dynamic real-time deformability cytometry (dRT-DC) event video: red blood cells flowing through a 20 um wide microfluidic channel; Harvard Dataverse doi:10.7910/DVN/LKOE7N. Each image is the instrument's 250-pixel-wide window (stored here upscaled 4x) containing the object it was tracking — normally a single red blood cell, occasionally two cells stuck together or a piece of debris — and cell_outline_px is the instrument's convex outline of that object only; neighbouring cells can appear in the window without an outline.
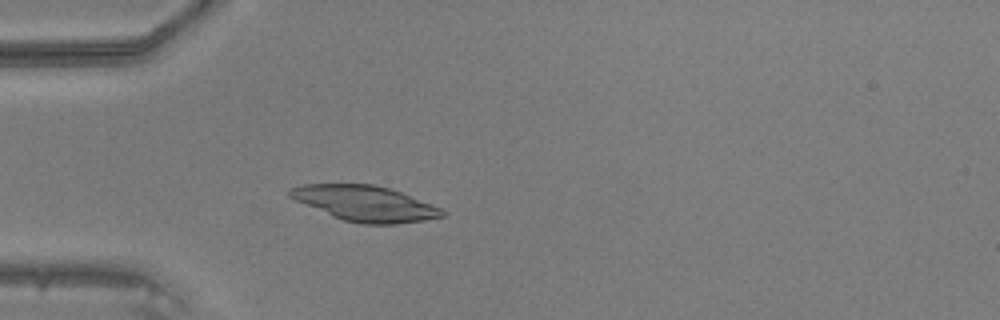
{"species": "common noctule bat (a hibernating species)", "species_latin": "Nyctalus noctula", "temperature_condition": "warm", "stored_images_in_passage": 48, "camera_frame_rate_fps": 3000, "um_per_image_px": 0.085, "animal": {"sex": "male", "body_mass_g": 20.5, "forearm_length_mm": 52.5}, "frame": {"image": 1, "passage_image": 15, "time_ms": 4.667, "image_size_px": [1000, 320], "cell_outline_px": [[444, 216], [424, 220], [396, 224], [364, 224], [344, 220], [332, 216], [296, 200], [288, 196], [288, 192], [292, 188], [304, 184], [372, 184], [388, 188], [400, 192], [440, 208], [444, 212]], "centroid_in_image_um": [31.01, 17.29], "position_along_channel_um": 54.0, "area_um2": 30.87}}
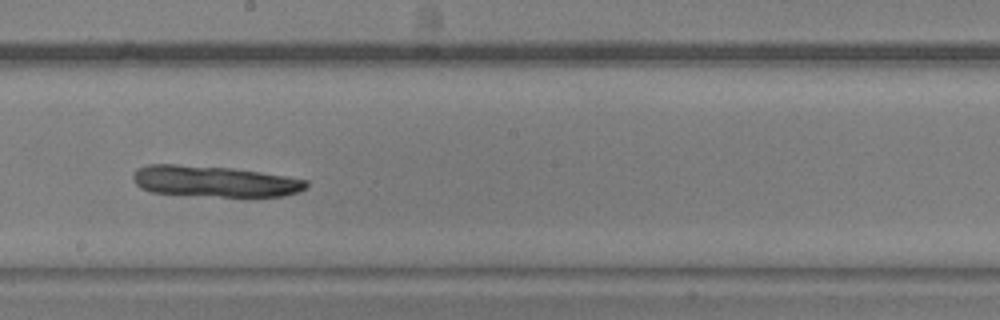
{"frame": {"image": 2, "passage_image": 28, "time_ms": 9.0, "image_size_px": [1000, 320], "cell_outline_px": [[308, 184], [304, 188], [296, 192], [284, 196], [248, 200], [152, 192], [140, 188], [132, 180], [132, 176], [136, 168], [148, 164], [176, 164], [232, 168], [260, 172], [308, 180]], "centroid_in_image_um": [18.25, 15.46], "position_along_channel_um": 230.0, "area_um2": 32.6}}
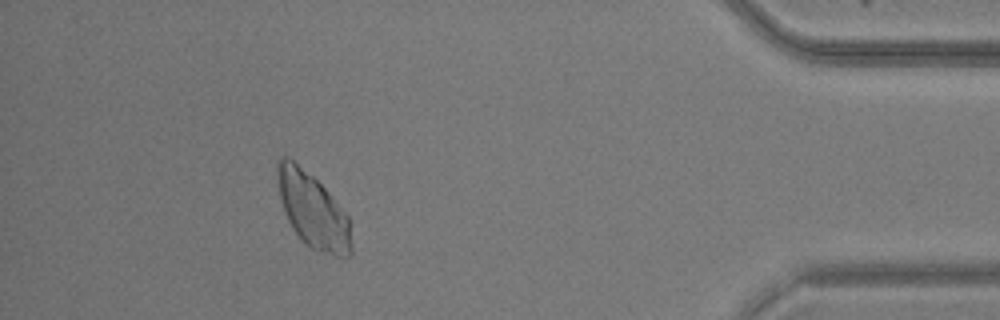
{"frame": {"image": 3, "passage_image": 44, "time_ms": 14.333, "image_size_px": [1000, 320], "cell_outline_px": [[352, 252], [348, 256], [336, 256], [312, 248], [292, 228], [288, 220], [280, 196], [276, 176], [276, 160], [280, 156], [288, 156], [312, 176], [328, 192], [348, 216], [352, 244]], "centroid_in_image_um": [26.58, 17.85], "position_along_channel_um": 408.6, "area_um2": 31.73}}